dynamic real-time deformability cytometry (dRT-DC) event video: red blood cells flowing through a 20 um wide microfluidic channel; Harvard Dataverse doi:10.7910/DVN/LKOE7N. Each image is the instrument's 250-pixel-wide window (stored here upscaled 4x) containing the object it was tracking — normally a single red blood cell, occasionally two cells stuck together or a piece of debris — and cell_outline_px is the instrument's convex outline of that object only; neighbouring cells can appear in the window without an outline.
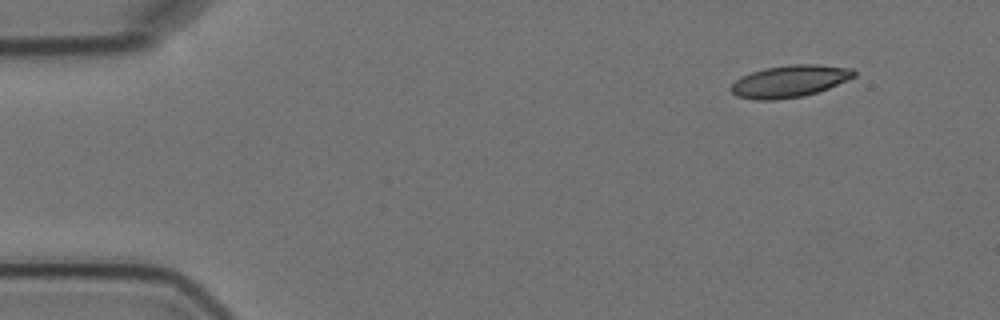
{"species": "Egyptian fruit bat (a non-hibernating species)", "species_latin": "Rousettus aegyptiacus", "temperature_condition": "cold", "stored_images_in_passage": 4, "segment_of_instrument_passage": [2, 2], "camera_frame_rate_fps": 3000, "um_per_image_px": 0.085, "animal": {"sex": "female"}, "frame": {"image": 1, "passage_image": 4, "time_ms": 5.0, "image_size_px": [1000, 320], "cell_outline_px": [[856, 76], [848, 80], [828, 88], [804, 96], [776, 100], [756, 100], [736, 96], [728, 88], [740, 76], [764, 68], [792, 64], [816, 64], [852, 68], [856, 72]], "centroid_in_image_um": [67.11, 6.9], "position_along_channel_um": 17.9, "area_um2": 23.12}}